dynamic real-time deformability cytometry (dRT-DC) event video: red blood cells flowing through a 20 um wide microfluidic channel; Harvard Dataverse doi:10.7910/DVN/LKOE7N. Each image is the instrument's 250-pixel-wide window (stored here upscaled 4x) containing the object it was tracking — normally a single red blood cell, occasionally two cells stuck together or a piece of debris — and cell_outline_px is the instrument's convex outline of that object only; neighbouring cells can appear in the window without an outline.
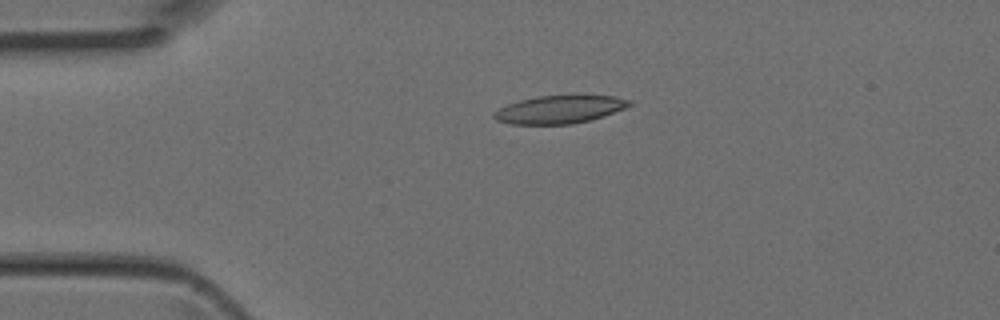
{"species": "Egyptian fruit bat (a non-hibernating species)", "species_latin": "Rousettus aegyptiacus", "temperature_condition": "room temperature", "stored_images_in_passage": 35, "camera_frame_rate_fps": 3000, "um_per_image_px": 0.085, "animal": {"sex": "female"}, "frame": {"image": 1, "passage_image": 1, "time_ms": 0.0, "image_size_px": [1000, 320], "cell_outline_px": [[632, 104], [624, 108], [588, 120], [572, 124], [512, 124], [496, 120], [492, 116], [492, 112], [508, 104], [520, 100], [536, 96], [616, 96], [632, 100]], "centroid_in_image_um": [47.51, 9.3], "position_along_channel_um": 37.5, "area_um2": 21.68}}
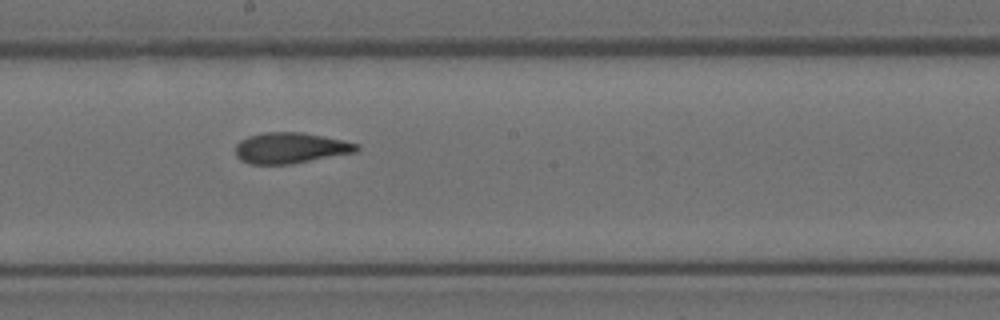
{"frame": {"image": 2, "passage_image": 15, "time_ms": 4.667, "image_size_px": [1000, 320], "cell_outline_px": [[360, 148], [356, 152], [288, 164], [248, 164], [240, 160], [236, 156], [236, 144], [240, 140], [248, 136], [264, 132], [304, 132], [324, 136], [360, 144]], "centroid_in_image_um": [24.67, 12.57], "position_along_channel_um": 223.5, "area_um2": 21.79}}
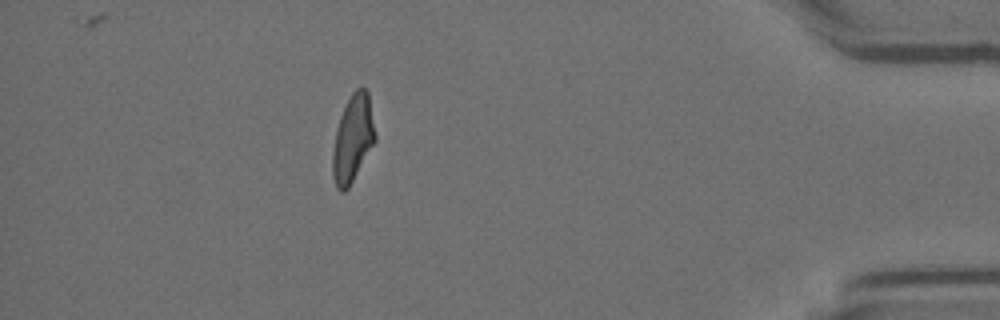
{"frame": {"image": 3, "passage_image": 30, "time_ms": 9.667, "image_size_px": [1000, 320], "cell_outline_px": [[376, 140], [348, 188], [344, 192], [340, 192], [336, 188], [332, 176], [332, 152], [336, 128], [340, 116], [352, 92], [356, 88], [364, 88], [368, 92], [376, 136]], "centroid_in_image_um": [29.97, 11.81], "position_along_channel_um": 405.2, "area_um2": 21.5}}